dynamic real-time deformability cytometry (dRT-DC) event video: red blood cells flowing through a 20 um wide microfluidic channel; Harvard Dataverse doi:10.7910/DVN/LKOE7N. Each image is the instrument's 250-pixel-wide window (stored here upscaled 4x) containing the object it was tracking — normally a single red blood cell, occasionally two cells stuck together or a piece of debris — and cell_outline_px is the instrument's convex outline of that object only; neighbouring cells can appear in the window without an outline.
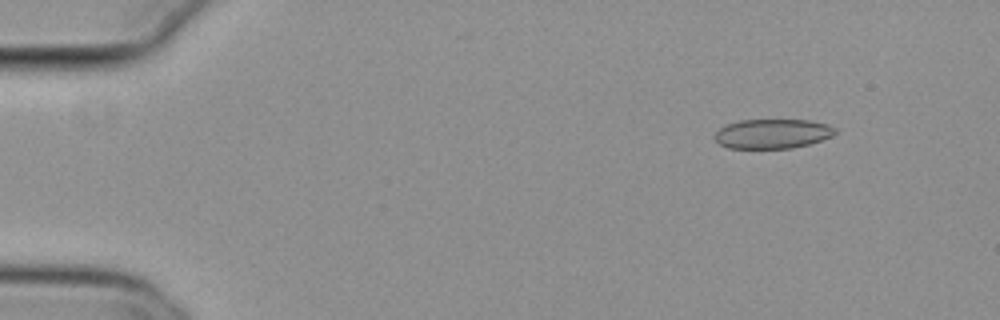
{"species": "common noctule bat (a hibernating species)", "species_latin": "Nyctalus noctula", "temperature_condition": "cold", "stored_images_in_passage": 50, "camera_frame_rate_fps": 3000, "um_per_image_px": 0.085, "animal": {"sex": "female", "body_mass_g": 29.2, "forearm_length_mm": 56.3}, "frame": {"image": 1, "passage_image": 2, "time_ms": 0.333, "image_size_px": [1000, 320], "cell_outline_px": [[836, 132], [832, 136], [808, 144], [792, 148], [728, 148], [720, 144], [712, 136], [724, 124], [740, 120], [808, 120], [828, 124], [836, 128]], "centroid_in_image_um": [65.63, 11.36], "position_along_channel_um": 19.4, "area_um2": 20.75}}
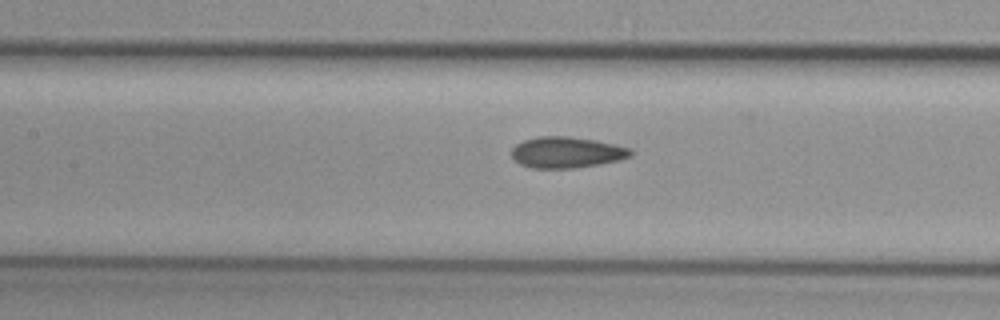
{"frame": {"image": 2, "passage_image": 21, "time_ms": 6.667, "image_size_px": [1000, 320], "cell_outline_px": [[632, 156], [620, 160], [600, 164], [576, 168], [532, 168], [520, 164], [512, 156], [512, 148], [516, 144], [524, 140], [536, 136], [568, 136], [596, 140], [616, 144], [632, 148]], "centroid_in_image_um": [48.2, 12.94], "position_along_channel_um": 159.2, "area_um2": 21.79}}
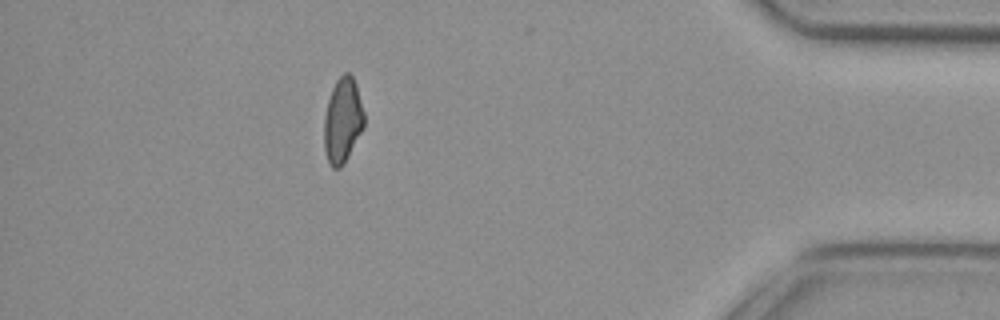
{"frame": {"image": 3, "passage_image": 44, "time_ms": 14.333, "image_size_px": [1000, 320], "cell_outline_px": [[364, 128], [344, 164], [340, 168], [332, 168], [328, 164], [324, 148], [324, 116], [328, 100], [332, 88], [336, 80], [344, 72], [348, 72], [352, 76], [356, 84], [364, 112]], "centroid_in_image_um": [29.12, 10.26], "position_along_channel_um": 406.1, "area_um2": 20.06}, "authors_computed_cell_mechanics": {"area_um2": 21.0103, "velocity_mm_per_s": 3.8341, "shape_relaxation_time_tau1_ms": null, "shape_relaxation_time_tau2_ms": 3.1464, "deformation_change_tau1": null, "deformation_change_tau2": 0.0883}}